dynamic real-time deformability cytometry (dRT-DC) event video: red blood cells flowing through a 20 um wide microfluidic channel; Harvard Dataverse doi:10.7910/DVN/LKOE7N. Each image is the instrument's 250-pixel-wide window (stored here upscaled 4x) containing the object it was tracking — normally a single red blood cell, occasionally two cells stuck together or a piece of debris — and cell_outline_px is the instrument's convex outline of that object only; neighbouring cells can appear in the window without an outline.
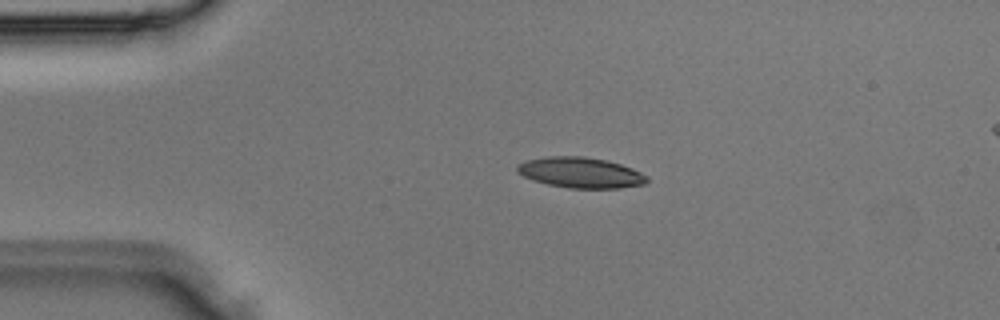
{"species": "Egyptian fruit bat (a non-hibernating species)", "species_latin": "Rousettus aegyptiacus", "temperature_condition": "room temperature", "stored_images_in_passage": 3, "camera_frame_rate_fps": 3000, "um_per_image_px": 0.085, "animal": {"sex": "male"}, "frame": {"image": 1, "passage_image": 2, "time_ms": 0.333, "image_size_px": [1000, 320], "cell_outline_px": [[648, 180], [644, 184], [620, 188], [568, 188], [548, 184], [524, 176], [516, 168], [516, 164], [528, 160], [544, 156], [584, 156], [608, 160], [632, 168], [648, 176]], "centroid_in_image_um": [49.38, 14.66], "position_along_channel_um": 35.6, "area_um2": 23.06}}